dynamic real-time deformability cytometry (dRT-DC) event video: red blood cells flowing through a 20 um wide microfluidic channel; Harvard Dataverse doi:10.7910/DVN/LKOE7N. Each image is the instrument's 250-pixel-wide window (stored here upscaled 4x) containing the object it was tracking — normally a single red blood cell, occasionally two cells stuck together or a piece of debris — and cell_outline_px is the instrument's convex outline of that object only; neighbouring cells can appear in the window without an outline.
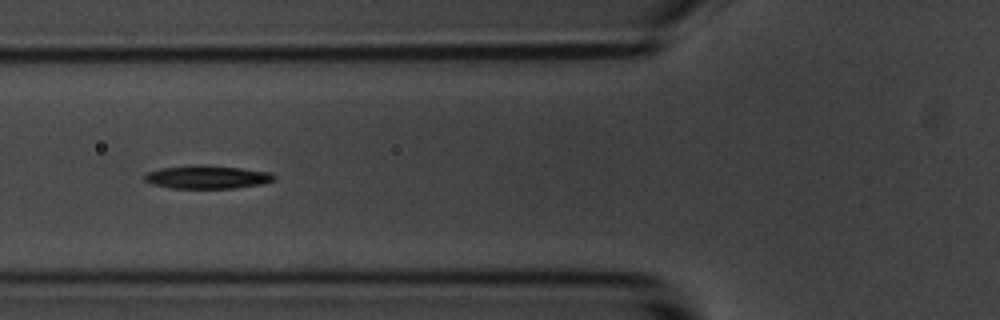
{"species": "common noctule bat (a hibernating species)", "species_latin": "Nyctalus noctula", "temperature_condition": "room temperature", "stored_images_in_passage": 35, "camera_frame_rate_fps": 3000, "um_per_image_px": 0.085, "animal": {"sex": "male", "body_mass_g": 20.1, "forearm_length_mm": 53.5}, "frame": {"image": 1, "passage_image": 6, "time_ms": 1.667, "image_size_px": [1000, 320], "cell_outline_px": [[276, 180], [260, 184], [236, 188], [172, 188], [152, 184], [144, 180], [144, 176], [148, 172], [160, 168], [196, 164], [204, 164], [244, 168], [272, 172], [276, 176]], "centroid_in_image_um": [17.65, 15.03], "position_along_channel_um": 108.1, "area_um2": 17.8}, "authors_computed_cell_mechanics": {"area_um2": 17.3978, "velocity_mm_per_s": 3.5824, "shape_relaxation_time_tau1_ms": 7.7336, "shape_relaxation_time_tau2_ms": 10.6571, "deformation_change_tau1": 0.2315, "deformation_change_tau2": 0.2057}}